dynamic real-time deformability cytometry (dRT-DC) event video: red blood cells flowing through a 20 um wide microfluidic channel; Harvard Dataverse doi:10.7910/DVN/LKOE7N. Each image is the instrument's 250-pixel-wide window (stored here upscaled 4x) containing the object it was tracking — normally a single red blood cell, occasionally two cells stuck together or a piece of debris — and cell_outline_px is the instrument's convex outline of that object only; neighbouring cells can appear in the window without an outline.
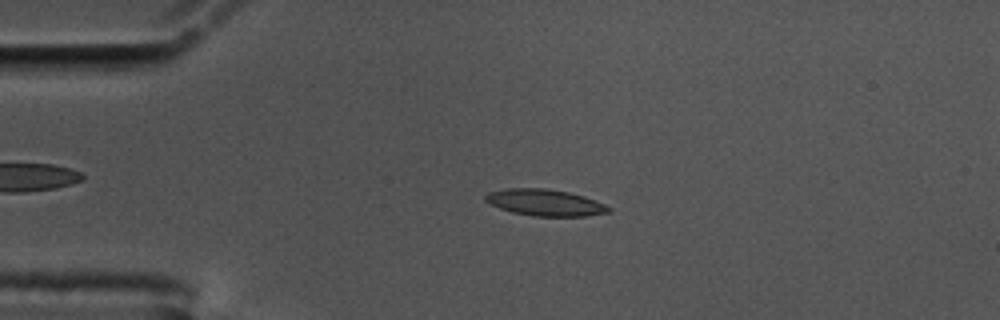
{"species": "common noctule bat (a hibernating species)", "species_latin": "Nyctalus noctula", "temperature_condition": "cold", "stored_images_in_passage": 56, "camera_frame_rate_fps": 3000, "um_per_image_px": 0.085, "animal": {"sex": "male", "body_mass_g": 17.5, "forearm_length_mm": 52.3}, "frame": {"image": 1, "passage_image": 12, "time_ms": 3.667, "image_size_px": [1000, 320], "cell_outline_px": [[612, 212], [588, 216], [532, 216], [512, 212], [488, 204], [484, 200], [484, 196], [488, 192], [504, 188], [548, 188], [568, 192], [584, 196], [596, 200], [612, 208]], "centroid_in_image_um": [46.32, 17.22], "position_along_channel_um": 38.7, "area_um2": 19.36}}
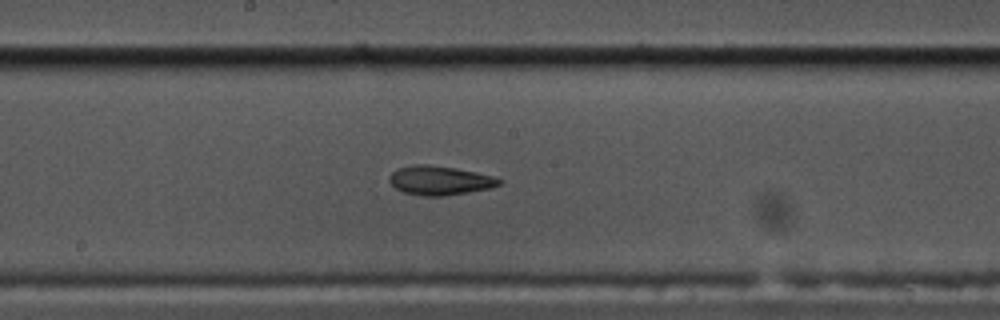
{"frame": {"image": 2, "passage_image": 29, "time_ms": 9.333, "image_size_px": [1000, 320], "cell_outline_px": [[504, 180], [500, 184], [488, 188], [468, 192], [444, 196], [420, 196], [404, 192], [396, 188], [388, 180], [388, 176], [396, 168], [416, 164], [424, 164], [456, 168], [476, 172], [492, 176]], "centroid_in_image_um": [37.34, 15.33], "position_along_channel_um": 210.9, "area_um2": 18.61}}
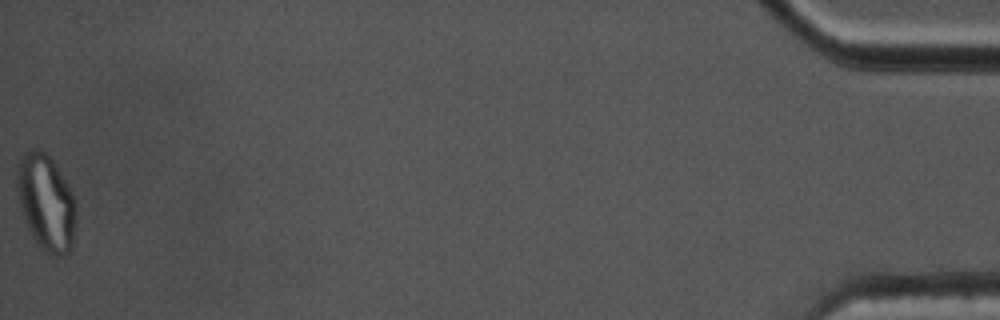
{"frame": {"image": 3, "passage_image": 56, "time_ms": 18.333, "image_size_px": [1000, 320], "cell_outline_px": [[76, 212], [72, 248], [64, 256], [56, 256], [44, 252], [40, 248], [32, 236], [28, 228], [20, 204], [16, 184], [16, 176], [20, 160], [24, 152], [32, 148], [40, 148], [56, 164], [68, 184], [76, 200]], "centroid_in_image_um": [3.94, 17.21], "position_along_channel_um": 431.3, "area_um2": 33.23}, "authors_computed_cell_mechanics": {"area_um2": 18.6116, "velocity_mm_per_s": 3.5533, "shape_relaxation_time_tau1_ms": null, "shape_relaxation_time_tau2_ms": 1.8327, "deformation_change_tau1": null, "deformation_change_tau2": 0.0777}}